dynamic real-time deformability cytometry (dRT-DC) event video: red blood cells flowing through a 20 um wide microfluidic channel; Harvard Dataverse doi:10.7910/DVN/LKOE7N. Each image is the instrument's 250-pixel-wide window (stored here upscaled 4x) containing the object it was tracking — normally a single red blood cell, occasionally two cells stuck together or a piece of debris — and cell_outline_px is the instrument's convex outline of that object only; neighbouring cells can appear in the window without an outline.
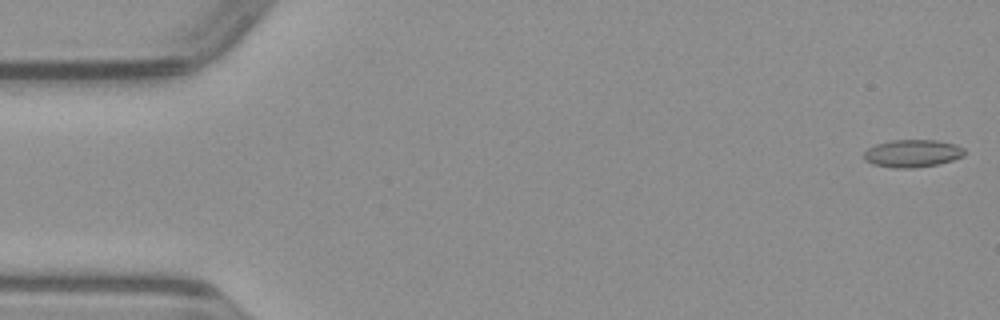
{"species": "common noctule bat (a hibernating species)", "species_latin": "Nyctalus noctula", "temperature_condition": "warm", "stored_images_in_passage": 51, "segment_of_instrument_passage": [1, 2], "camera_frame_rate_fps": 3000, "um_per_image_px": 0.085, "animal": {"sex": "male", "body_mass_g": 23.1, "forearm_length_mm": 52.7}, "frame": {"image": 1, "passage_image": 1, "time_ms": 0.0, "image_size_px": [1000, 320], "cell_outline_px": [[964, 156], [952, 160], [936, 164], [912, 168], [892, 168], [872, 164], [864, 160], [864, 152], [868, 148], [876, 144], [892, 140], [936, 140], [956, 144], [964, 148]], "centroid_in_image_um": [77.54, 13.04], "position_along_channel_um": 7.5, "area_um2": 16.18}}
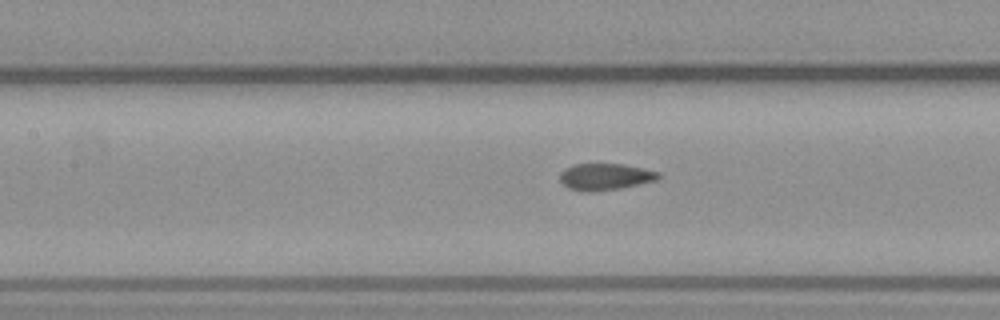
{"frame": {"image": 2, "passage_image": 22, "time_ms": 7.0, "image_size_px": [1000, 320], "cell_outline_px": [[660, 176], [656, 180], [620, 188], [592, 192], [568, 188], [560, 180], [560, 172], [564, 168], [576, 164], [624, 164], [660, 172]], "centroid_in_image_um": [51.43, 15.01], "position_along_channel_um": 156.0, "area_um2": 15.14}}
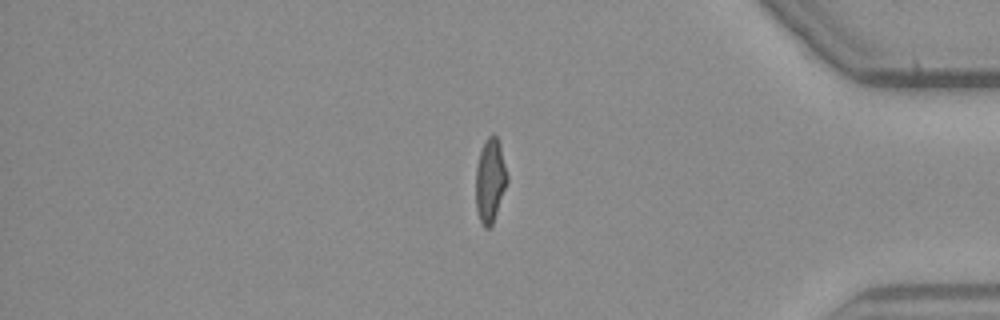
{"frame": {"image": 3, "passage_image": 42, "time_ms": 13.667, "image_size_px": [1000, 320], "cell_outline_px": [[508, 180], [492, 224], [488, 228], [484, 228], [480, 220], [476, 208], [476, 168], [480, 152], [488, 136], [496, 136], [500, 144], [508, 176]], "centroid_in_image_um": [41.66, 15.35], "position_along_channel_um": 393.5, "area_um2": 15.03}}